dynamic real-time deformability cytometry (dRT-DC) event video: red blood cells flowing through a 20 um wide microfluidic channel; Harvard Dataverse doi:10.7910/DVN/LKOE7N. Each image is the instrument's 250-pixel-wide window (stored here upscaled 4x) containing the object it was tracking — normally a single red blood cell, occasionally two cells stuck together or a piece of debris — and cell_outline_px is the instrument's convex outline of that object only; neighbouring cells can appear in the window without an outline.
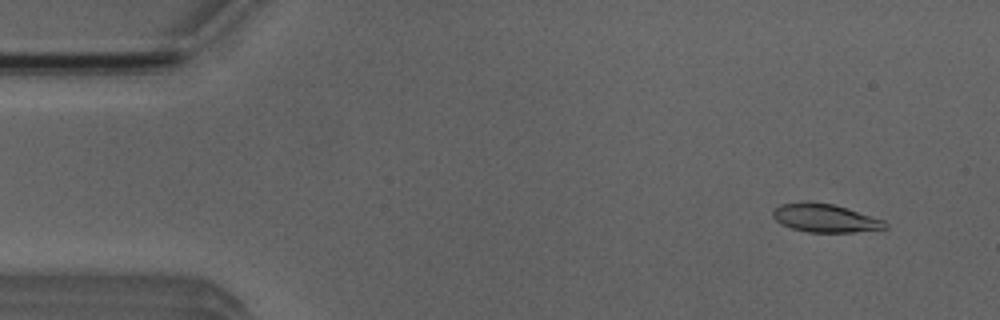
{"species": "Egyptian fruit bat (a non-hibernating species)", "species_latin": "Rousettus aegyptiacus", "temperature_condition": "room temperature", "stored_images_in_passage": 52, "camera_frame_rate_fps": 3000, "um_per_image_px": 0.085, "animal": {"sex": "male"}, "frame": {"image": 1, "passage_image": 4, "time_ms": 1.0, "image_size_px": [1000, 320], "cell_outline_px": [[888, 228], [852, 232], [808, 232], [792, 228], [780, 224], [772, 216], [772, 208], [780, 204], [832, 204], [848, 208], [884, 220], [888, 224]], "centroid_in_image_um": [70.15, 18.57], "position_along_channel_um": 14.8, "area_um2": 18.03}}
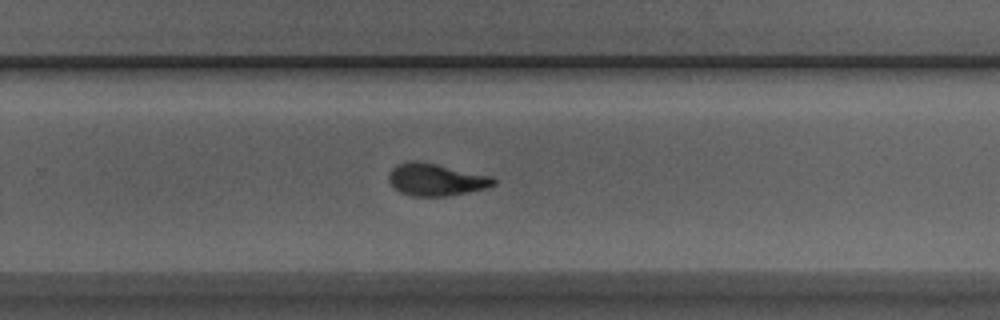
{"frame": {"image": 2, "passage_image": 33, "time_ms": 10.667, "image_size_px": [1000, 320], "cell_outline_px": [[496, 184], [488, 188], [448, 196], [412, 196], [400, 192], [388, 180], [388, 172], [396, 164], [408, 160], [416, 160], [436, 164], [492, 176], [496, 180]], "centroid_in_image_um": [37.05, 15.26], "position_along_channel_um": 292.8, "area_um2": 19.83}}
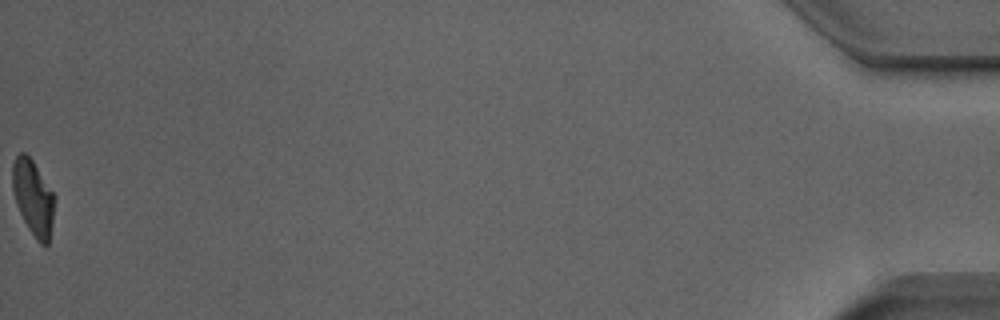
{"frame": {"image": 3, "passage_image": 52, "time_ms": 17.0, "image_size_px": [1000, 320], "cell_outline_px": [[56, 200], [52, 224], [48, 244], [40, 244], [36, 240], [28, 228], [16, 204], [12, 188], [12, 164], [16, 156], [20, 152], [24, 152], [32, 160], [56, 196]], "centroid_in_image_um": [2.83, 16.79], "position_along_channel_um": 432.4, "area_um2": 18.55}, "authors_computed_cell_mechanics": {"area_um2": 19.1896, "velocity_mm_per_s": 3.9241, "shape_relaxation_time_tau1_ms": 3.2206, "shape_relaxation_time_tau2_ms": 2.2113, "deformation_change_tau1": 0.1354, "deformation_change_tau2": 0.0797}}